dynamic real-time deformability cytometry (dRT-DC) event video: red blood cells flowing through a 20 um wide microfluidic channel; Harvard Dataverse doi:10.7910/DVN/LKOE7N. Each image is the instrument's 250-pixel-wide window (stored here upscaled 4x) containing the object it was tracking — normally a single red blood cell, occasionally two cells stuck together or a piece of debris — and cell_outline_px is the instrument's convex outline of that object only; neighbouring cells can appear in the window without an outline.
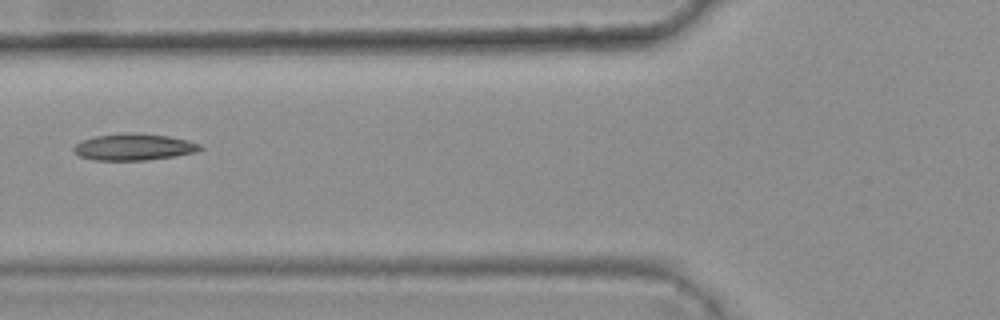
{"species": "common noctule bat (a hibernating species)", "species_latin": "Nyctalus noctula", "temperature_condition": "warm", "stored_images_in_passage": 6, "camera_frame_rate_fps": 3000, "um_per_image_px": 0.085, "animal": {"sex": "female", "body_mass_g": 25.1}, "frame": {"image": 1, "passage_image": 6, "time_ms": 1.667, "image_size_px": [1000, 320], "cell_outline_px": [[204, 148], [196, 152], [176, 156], [148, 160], [92, 160], [80, 156], [72, 148], [80, 140], [96, 136], [132, 132], [140, 132], [168, 136], [188, 140], [200, 144]], "centroid_in_image_um": [11.4, 12.49], "position_along_channel_um": 114.4, "area_um2": 19.77}}